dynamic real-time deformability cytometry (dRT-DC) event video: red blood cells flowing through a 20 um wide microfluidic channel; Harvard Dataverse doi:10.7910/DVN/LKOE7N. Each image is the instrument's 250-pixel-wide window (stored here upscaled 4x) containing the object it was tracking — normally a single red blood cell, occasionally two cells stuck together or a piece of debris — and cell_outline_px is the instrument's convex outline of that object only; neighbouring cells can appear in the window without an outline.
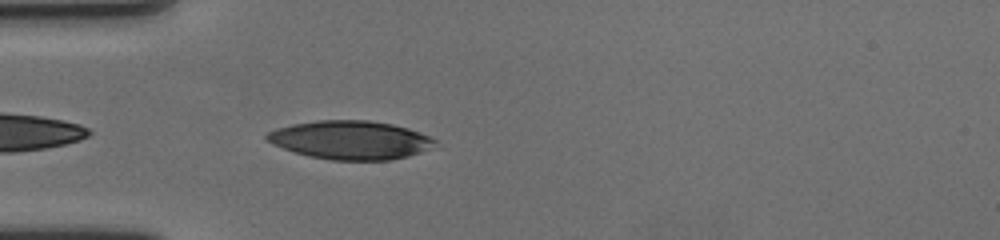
{"species": "human", "species_latin": "Homo sapiens", "temperature_condition": "cold", "stored_images_in_passage": 24, "camera_frame_rate_fps": 3000, "um_per_image_px": 0.085, "donor": {"sex": "female"}, "frame": {"image": 1, "passage_image": 2, "time_ms": 0.333, "image_size_px": [1000, 240], "cell_outline_px": [[436, 140], [420, 152], [408, 156], [392, 160], [332, 160], [308, 156], [272, 144], [264, 140], [264, 136], [268, 132], [276, 128], [292, 124], [316, 120], [368, 120], [392, 124], [408, 128], [428, 136]], "centroid_in_image_um": [29.7, 11.89], "position_along_channel_um": 55.3, "area_um2": 37.51}}
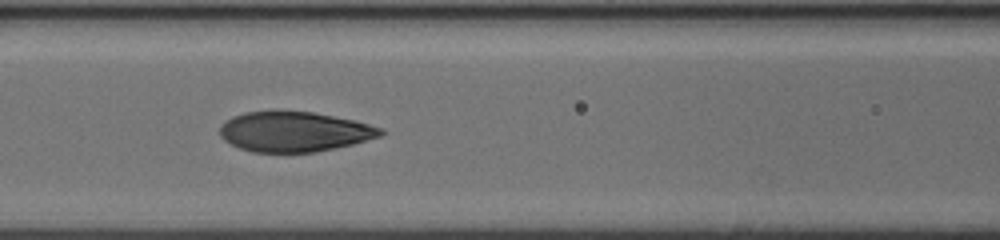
{"frame": {"image": 2, "passage_image": 10, "time_ms": 3.0, "image_size_px": [1000, 240], "cell_outline_px": [[384, 132], [380, 136], [352, 144], [336, 148], [316, 152], [252, 152], [240, 148], [224, 140], [220, 136], [220, 124], [232, 116], [244, 112], [276, 108], [312, 112], [356, 120], [384, 128]], "centroid_in_image_um": [24.99, 11.15], "position_along_channel_um": 141.6, "area_um2": 38.38}}
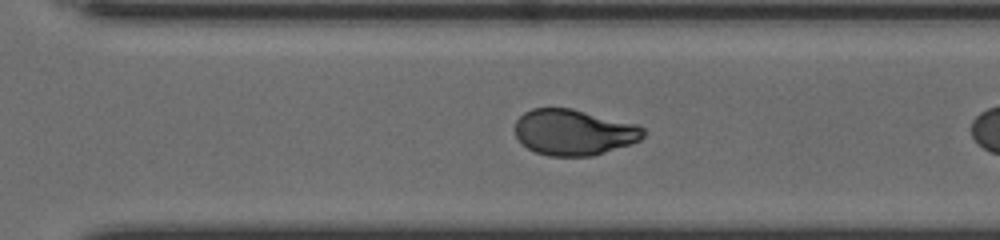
{"frame": {"image": 3, "passage_image": 22, "time_ms": 7.0, "image_size_px": [1000, 240], "cell_outline_px": [[644, 136], [640, 140], [592, 156], [548, 156], [536, 152], [520, 144], [516, 136], [516, 120], [524, 112], [532, 108], [572, 108], [636, 124], [644, 128]], "centroid_in_image_um": [48.74, 11.24], "position_along_channel_um": 321.9, "area_um2": 34.22}}